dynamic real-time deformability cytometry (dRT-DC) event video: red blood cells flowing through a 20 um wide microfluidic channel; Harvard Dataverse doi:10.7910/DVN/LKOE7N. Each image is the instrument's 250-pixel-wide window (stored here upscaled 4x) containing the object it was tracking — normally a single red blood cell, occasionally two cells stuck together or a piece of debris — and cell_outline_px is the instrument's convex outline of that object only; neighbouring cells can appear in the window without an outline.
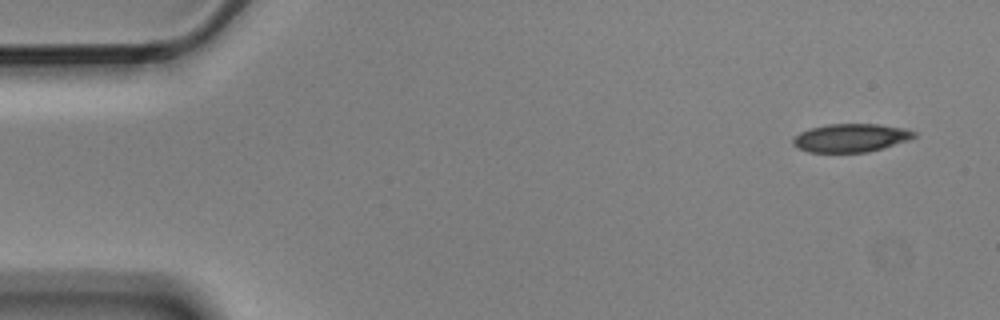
{"species": "Egyptian fruit bat (a non-hibernating species)", "species_latin": "Rousettus aegyptiacus", "temperature_condition": "cold", "stored_images_in_passage": 13, "camera_frame_rate_fps": 3000, "um_per_image_px": 0.085, "animal": {"sex": "male"}, "frame": {"image": 1, "passage_image": 1, "time_ms": 0.0, "image_size_px": [1000, 320], "cell_outline_px": [[916, 136], [908, 140], [868, 152], [808, 152], [792, 144], [792, 140], [800, 132], [812, 128], [828, 124], [876, 124], [904, 128], [916, 132]], "centroid_in_image_um": [72.32, 11.72], "position_along_channel_um": 12.7, "area_um2": 19.71}}
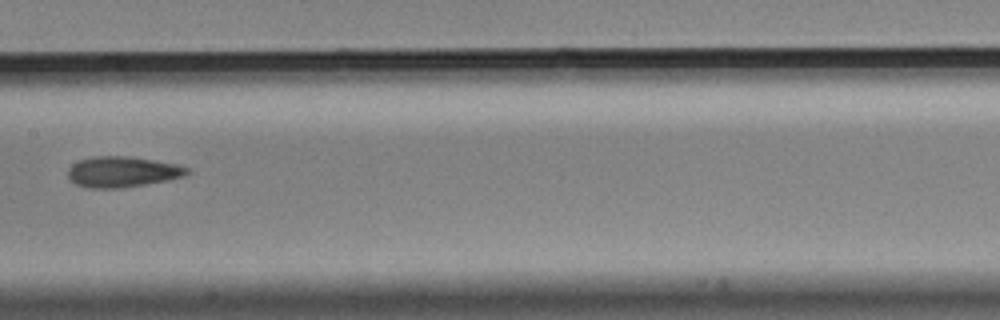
{"frame": {"image": 2, "passage_image": 7, "time_ms": 2.0, "image_size_px": [1000, 320], "cell_outline_px": [[192, 172], [184, 176], [168, 180], [120, 188], [88, 188], [76, 184], [68, 176], [68, 168], [72, 164], [80, 160], [92, 156], [128, 156], [176, 164], [188, 168]], "centroid_in_image_um": [10.4, 14.6], "position_along_channel_um": 197.0, "area_um2": 21.21}}
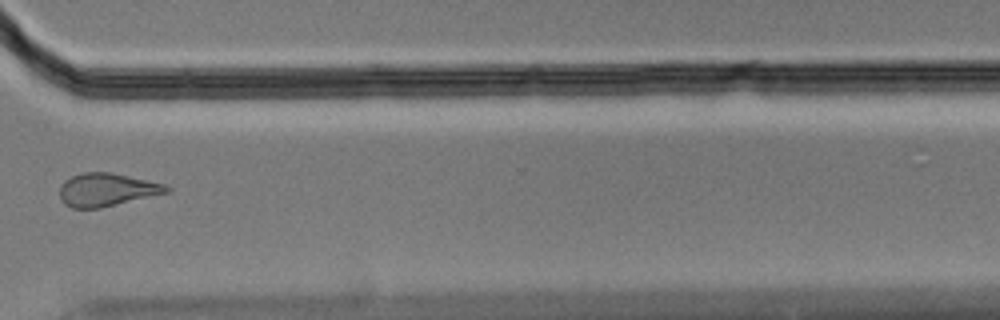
{"frame": {"image": 3, "passage_image": 11, "time_ms": 3.333, "image_size_px": [1000, 320], "cell_outline_px": [[172, 192], [100, 208], [72, 208], [64, 204], [60, 196], [60, 184], [64, 180], [80, 172], [112, 172], [164, 184], [172, 188]], "centroid_in_image_um": [9.09, 16.12], "position_along_channel_um": 361.5, "area_um2": 20.81}}